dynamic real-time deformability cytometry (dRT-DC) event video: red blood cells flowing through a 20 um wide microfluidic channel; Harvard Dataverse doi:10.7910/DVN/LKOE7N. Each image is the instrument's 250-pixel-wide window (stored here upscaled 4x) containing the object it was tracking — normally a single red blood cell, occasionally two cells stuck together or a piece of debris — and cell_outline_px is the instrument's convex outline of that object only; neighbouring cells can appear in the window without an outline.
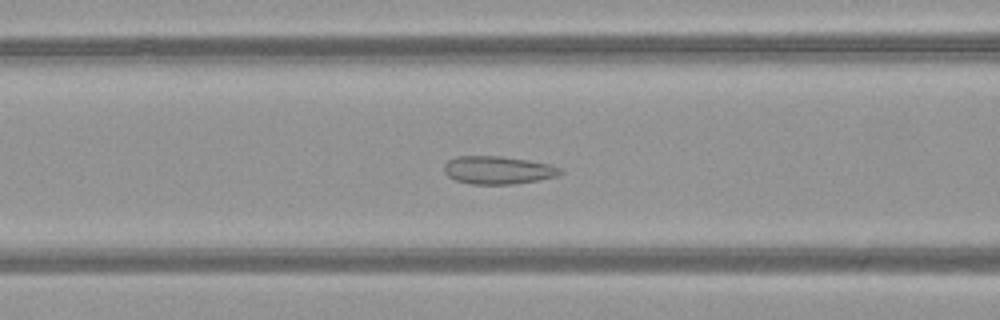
{"species": "common noctule bat (a hibernating species)", "species_latin": "Nyctalus noctula", "temperature_condition": "warm", "stored_images_in_passage": 43, "camera_frame_rate_fps": 3000, "um_per_image_px": 0.085, "animal": {"sex": "female", "body_mass_g": 21.9}, "frame": {"image": 1, "passage_image": 12, "time_ms": 3.667, "image_size_px": [1000, 320], "cell_outline_px": [[564, 172], [556, 176], [536, 180], [512, 184], [472, 184], [456, 180], [448, 176], [444, 172], [444, 164], [448, 160], [456, 156], [500, 156], [548, 164], [560, 168]], "centroid_in_image_um": [42.28, 14.46], "position_along_channel_um": 124.3, "area_um2": 18.67}}
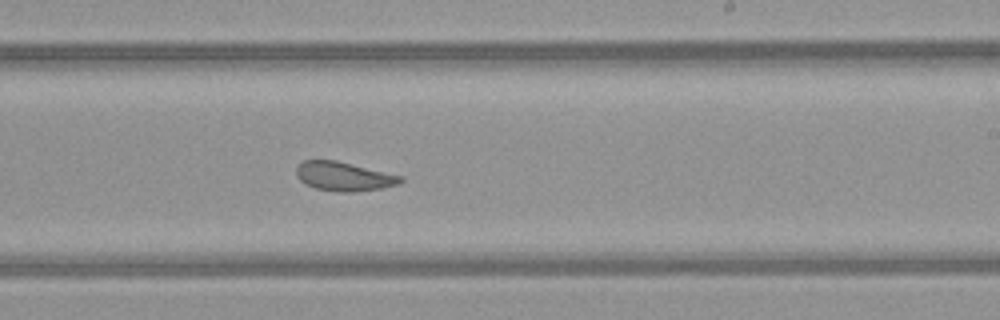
{"frame": {"image": 2, "passage_image": 22, "time_ms": 7.0, "image_size_px": [1000, 320], "cell_outline_px": [[404, 180], [400, 184], [380, 188], [352, 192], [340, 192], [316, 188], [304, 184], [296, 176], [296, 168], [304, 160], [336, 160], [404, 176]], "centroid_in_image_um": [29.24, 14.99], "position_along_channel_um": 259.8, "area_um2": 17.69}}
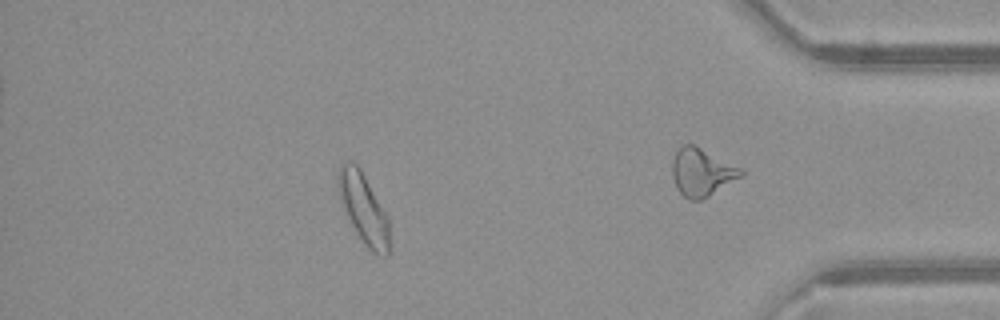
{"frame": {"image": 3, "passage_image": 36, "time_ms": 11.667, "image_size_px": [1000, 320], "cell_outline_px": [[388, 256], [384, 256], [372, 252], [364, 244], [348, 220], [340, 204], [336, 184], [336, 176], [340, 164], [344, 160], [352, 160], [360, 168], [388, 216]], "centroid_in_image_um": [30.83, 17.65], "position_along_channel_um": 404.4, "area_um2": 21.27}, "authors_computed_cell_mechanics": {"area_um2": 19.7098, "velocity_mm_per_s": 4.0636, "shape_relaxation_time_tau1_ms": null, "shape_relaxation_time_tau2_ms": 0.7784, "deformation_change_tau1": null, "deformation_change_tau2": 0.0705}}